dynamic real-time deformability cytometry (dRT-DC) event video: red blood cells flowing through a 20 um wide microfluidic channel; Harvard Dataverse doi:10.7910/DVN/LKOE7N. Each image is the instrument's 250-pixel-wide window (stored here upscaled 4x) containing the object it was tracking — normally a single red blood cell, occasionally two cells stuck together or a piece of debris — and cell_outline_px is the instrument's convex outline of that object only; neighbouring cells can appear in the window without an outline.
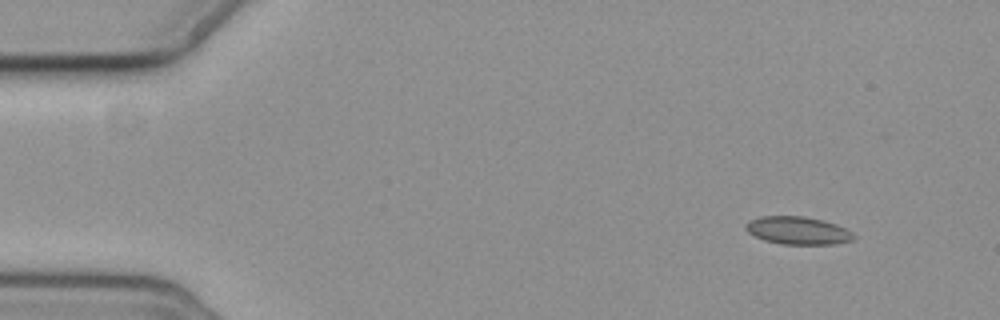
{"species": "common noctule bat (a hibernating species)", "species_latin": "Nyctalus noctula", "temperature_condition": "cold", "stored_images_in_passage": 4, "camera_frame_rate_fps": 3000, "um_per_image_px": 0.085, "animal": {"sex": "female", "body_mass_g": 19.3, "forearm_length_mm": 54.1}, "frame": {"image": 1, "passage_image": 1, "time_ms": 0.0, "image_size_px": [1000, 320], "cell_outline_px": [[856, 236], [852, 240], [836, 244], [780, 244], [764, 240], [748, 232], [744, 228], [744, 224], [748, 220], [760, 216], [804, 216], [824, 220], [836, 224], [852, 232]], "centroid_in_image_um": [67.79, 19.59], "position_along_channel_um": 17.2, "area_um2": 17.63}}
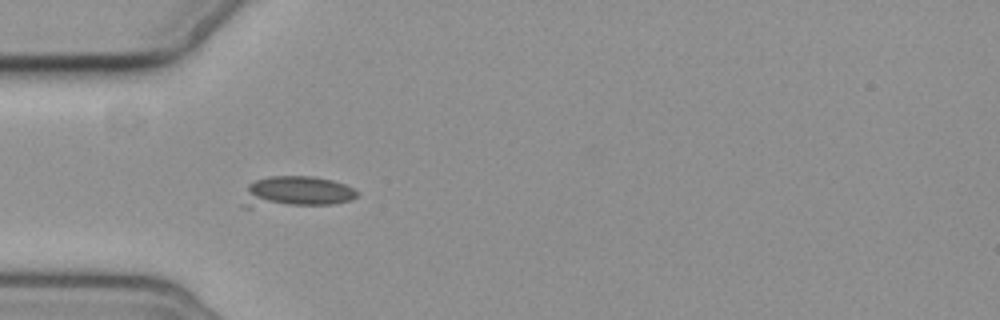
{"frame": {"image": 2, "passage_image": 4, "time_ms": 4.0, "image_size_px": [1000, 320], "cell_outline_px": [[360, 196], [352, 200], [332, 204], [252, 208], [240, 208], [240, 204], [248, 184], [256, 180], [268, 176], [312, 176], [332, 180], [344, 184], [360, 192]], "centroid_in_image_um": [25.13, 16.33], "position_along_channel_um": 59.9, "area_um2": 21.39}}